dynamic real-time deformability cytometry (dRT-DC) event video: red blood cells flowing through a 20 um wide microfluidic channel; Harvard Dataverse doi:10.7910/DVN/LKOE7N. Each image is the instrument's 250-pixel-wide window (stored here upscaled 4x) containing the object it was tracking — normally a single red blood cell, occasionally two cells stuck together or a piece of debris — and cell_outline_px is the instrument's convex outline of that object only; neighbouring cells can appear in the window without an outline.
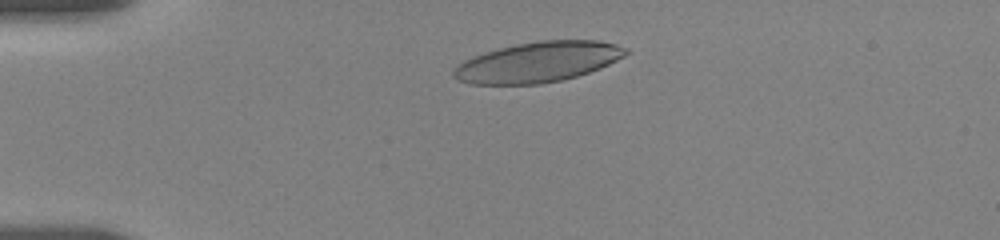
{"species": "human", "species_latin": "Homo sapiens", "temperature_condition": "room temperature", "stored_images_in_passage": 7, "camera_frame_rate_fps": 3000, "um_per_image_px": 0.085, "donor": {"sex": "female"}, "frame": {"image": 1, "passage_image": 3, "time_ms": 1.333, "image_size_px": [1000, 240], "cell_outline_px": [[628, 52], [624, 56], [600, 68], [564, 80], [540, 84], [468, 84], [456, 80], [452, 76], [452, 72], [464, 60], [472, 56], [484, 52], [516, 44], [540, 40], [596, 40], [616, 44], [628, 48]], "centroid_in_image_um": [45.71, 5.28], "position_along_channel_um": 39.3, "area_um2": 40.46}}
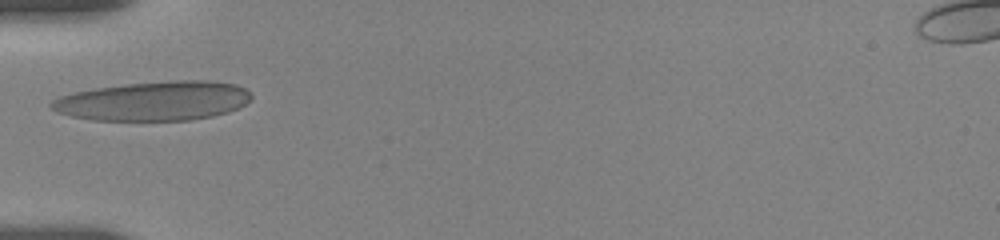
{"frame": {"image": 2, "passage_image": 6, "time_ms": 3.333, "image_size_px": [1000, 240], "cell_outline_px": [[252, 100], [240, 108], [228, 112], [212, 116], [192, 120], [92, 120], [72, 116], [56, 112], [48, 104], [52, 100], [60, 96], [76, 92], [96, 88], [128, 84], [172, 80], [208, 80], [236, 84], [252, 92]], "centroid_in_image_um": [13.13, 8.58], "position_along_channel_um": 71.9, "area_um2": 45.95}}